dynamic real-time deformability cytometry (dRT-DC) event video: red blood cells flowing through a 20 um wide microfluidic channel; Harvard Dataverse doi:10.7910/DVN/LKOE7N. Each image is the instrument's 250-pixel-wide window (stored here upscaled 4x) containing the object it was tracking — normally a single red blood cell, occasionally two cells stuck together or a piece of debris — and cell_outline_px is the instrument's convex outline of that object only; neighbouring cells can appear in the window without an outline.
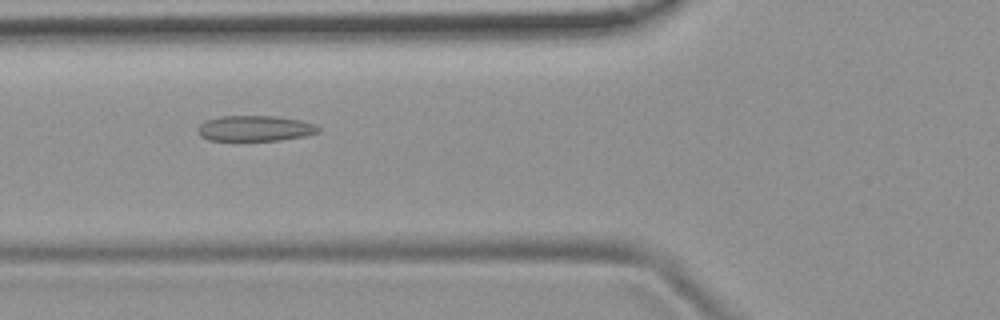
{"species": "common noctule bat (a hibernating species)", "species_latin": "Nyctalus noctula", "temperature_condition": "room temperature", "stored_images_in_passage": 50, "camera_frame_rate_fps": 3000, "um_per_image_px": 0.085, "animal": {"sex": "female", "body_mass_g": 19.9}, "frame": {"image": 1, "passage_image": 20, "time_ms": 6.333, "image_size_px": [1000, 320], "cell_outline_px": [[320, 132], [304, 136], [280, 140], [208, 140], [200, 136], [196, 132], [196, 128], [200, 124], [208, 120], [220, 116], [276, 116], [300, 120], [312, 124], [320, 128]], "centroid_in_image_um": [21.64, 10.91], "position_along_channel_um": 104.2, "area_um2": 17.92}}
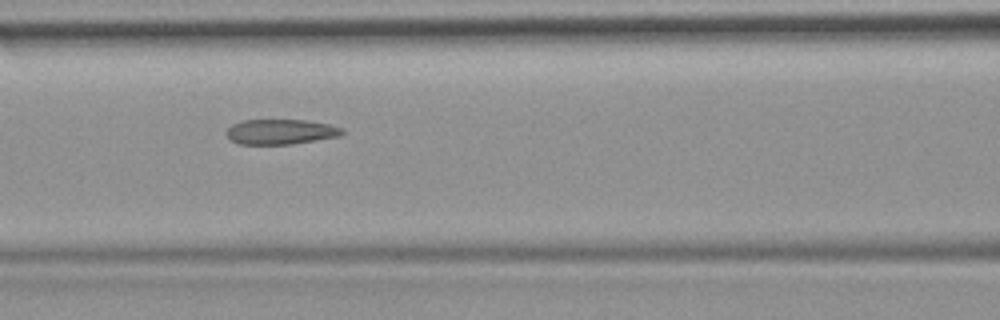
{"frame": {"image": 2, "passage_image": 23, "time_ms": 7.333, "image_size_px": [1000, 320], "cell_outline_px": [[344, 132], [340, 136], [292, 144], [240, 144], [232, 140], [228, 136], [228, 128], [232, 124], [244, 120], [308, 120], [328, 124], [344, 128]], "centroid_in_image_um": [23.9, 11.19], "position_along_channel_um": 142.7, "area_um2": 16.82}}
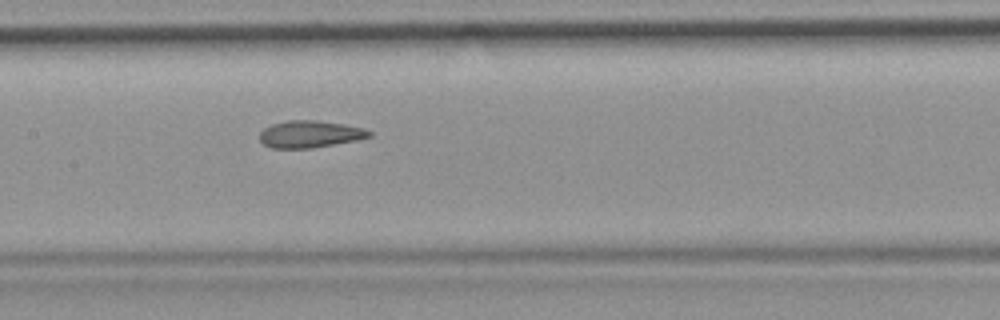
{"frame": {"image": 3, "passage_image": 26, "time_ms": 8.333, "image_size_px": [1000, 320], "cell_outline_px": [[372, 136], [356, 140], [312, 148], [272, 148], [264, 144], [260, 140], [260, 132], [264, 128], [272, 124], [288, 120], [316, 120], [344, 124], [364, 128], [372, 132]], "centroid_in_image_um": [26.35, 11.39], "position_along_channel_um": 181.1, "area_um2": 17.22}}